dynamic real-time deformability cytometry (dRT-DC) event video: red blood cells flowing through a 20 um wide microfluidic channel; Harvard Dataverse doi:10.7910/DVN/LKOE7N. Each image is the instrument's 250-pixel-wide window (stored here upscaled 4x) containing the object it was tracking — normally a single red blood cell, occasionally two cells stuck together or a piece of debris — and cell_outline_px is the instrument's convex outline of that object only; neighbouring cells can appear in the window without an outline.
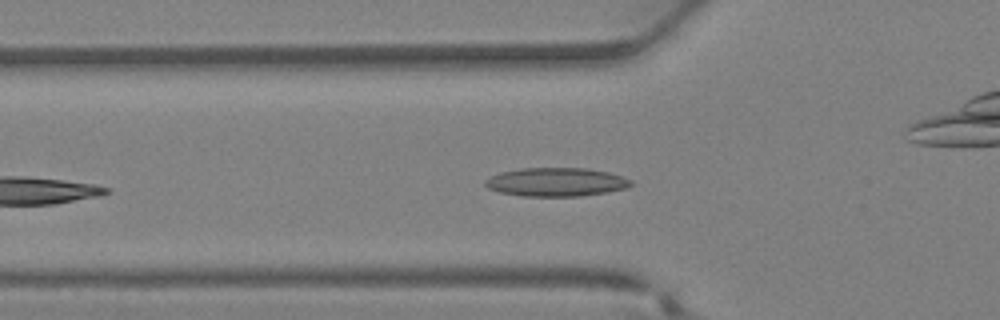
{"species": "Egyptian fruit bat (a non-hibernating species)", "species_latin": "Rousettus aegyptiacus", "temperature_condition": "warm", "stored_images_in_passage": 26, "camera_frame_rate_fps": 3000, "um_per_image_px": 0.085, "animal": {"sex": "female"}, "frame": {"image": 1, "passage_image": 3, "time_ms": 0.667, "image_size_px": [1000, 320], "cell_outline_px": [[632, 184], [628, 188], [608, 192], [580, 196], [524, 196], [500, 192], [488, 188], [484, 184], [484, 180], [488, 176], [500, 172], [520, 168], [588, 168], [608, 172], [632, 180]], "centroid_in_image_um": [47.25, 15.47], "position_along_channel_um": 78.5, "area_um2": 24.45}}
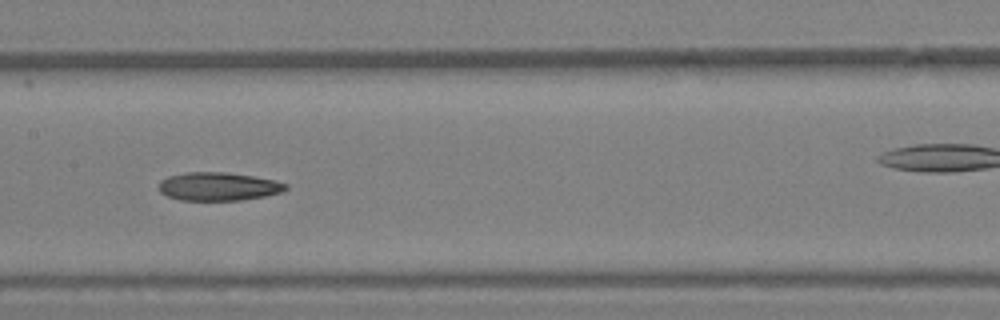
{"frame": {"image": 2, "passage_image": 9, "time_ms": 2.667, "image_size_px": [1000, 320], "cell_outline_px": [[288, 188], [280, 192], [264, 196], [240, 200], [180, 200], [168, 196], [160, 192], [160, 180], [168, 176], [184, 172], [228, 172], [276, 180], [288, 184]], "centroid_in_image_um": [18.56, 15.84], "position_along_channel_um": 188.8, "area_um2": 20.92}}
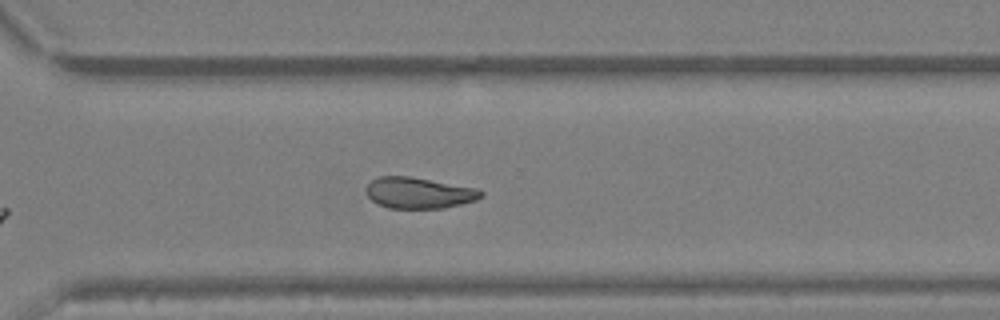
{"frame": {"image": 3, "passage_image": 17, "time_ms": 5.333, "image_size_px": [1000, 320], "cell_outline_px": [[484, 196], [476, 200], [444, 208], [388, 208], [376, 204], [368, 196], [364, 188], [372, 180], [380, 176], [412, 176], [476, 188], [484, 192]], "centroid_in_image_um": [35.59, 16.39], "position_along_channel_um": 335.0, "area_um2": 20.98}}